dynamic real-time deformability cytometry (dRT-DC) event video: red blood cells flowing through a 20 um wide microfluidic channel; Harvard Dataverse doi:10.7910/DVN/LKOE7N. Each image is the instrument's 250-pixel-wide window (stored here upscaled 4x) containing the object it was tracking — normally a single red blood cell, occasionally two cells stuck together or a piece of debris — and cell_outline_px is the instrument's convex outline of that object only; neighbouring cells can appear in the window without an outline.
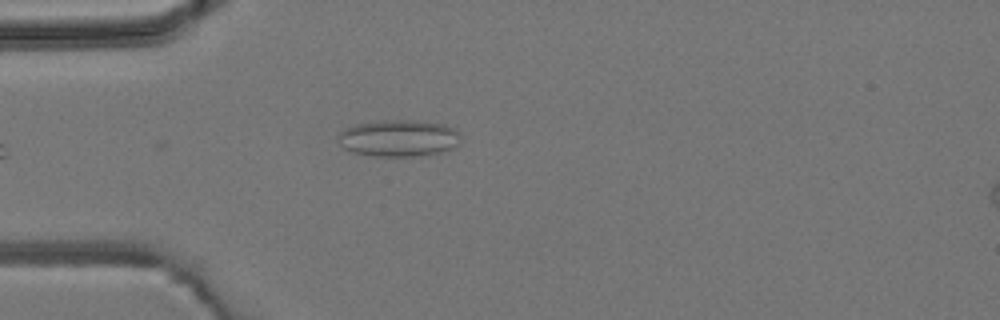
{"species": "common noctule bat (a hibernating species)", "species_latin": "Nyctalus noctula", "temperature_condition": "room temperature", "stored_images_in_passage": 1, "camera_frame_rate_fps": 3000, "um_per_image_px": 0.085, "animal": {"sex": "male", "body_mass_g": 19.2, "forearm_length_mm": 51.8}, "frame": {"image": 1, "passage_image": 1, "time_ms": 0.0, "image_size_px": [1000, 320], "cell_outline_px": [[460, 144], [456, 148], [440, 152], [412, 156], [376, 156], [352, 152], [344, 148], [340, 144], [336, 136], [344, 128], [352, 124], [384, 120], [416, 120], [444, 124], [456, 128], [460, 132]], "centroid_in_image_um": [33.91, 11.73], "position_along_channel_um": 51.1, "area_um2": 26.7}}